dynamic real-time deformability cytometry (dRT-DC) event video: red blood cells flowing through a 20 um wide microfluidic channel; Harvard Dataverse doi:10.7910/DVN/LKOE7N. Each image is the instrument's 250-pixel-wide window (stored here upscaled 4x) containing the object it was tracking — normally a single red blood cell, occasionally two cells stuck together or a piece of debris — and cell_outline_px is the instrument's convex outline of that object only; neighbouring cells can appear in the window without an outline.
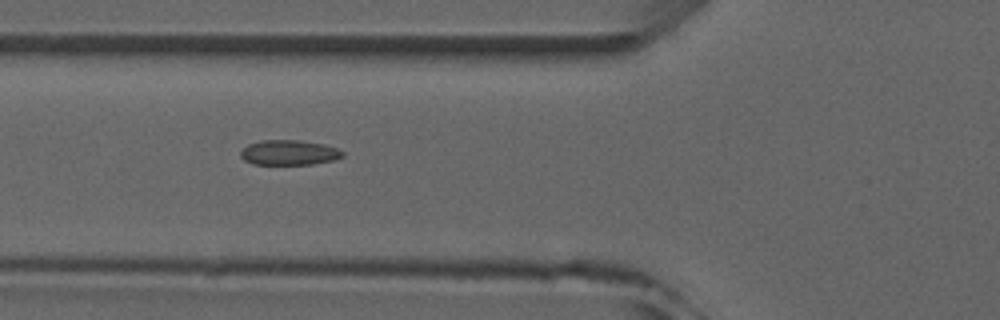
{"species": "common noctule bat (a hibernating species)", "species_latin": "Nyctalus noctula", "temperature_condition": "room temperature", "stored_images_in_passage": 6, "camera_frame_rate_fps": 3000, "um_per_image_px": 0.085, "animal": {"sex": "male", "forearm_length_mm": 52.5}, "frame": {"image": 1, "passage_image": 5, "time_ms": 5.667, "image_size_px": [1000, 320], "cell_outline_px": [[344, 156], [332, 160], [312, 164], [252, 164], [244, 160], [240, 156], [240, 152], [248, 144], [260, 140], [300, 140], [324, 144], [336, 148], [344, 152]], "centroid_in_image_um": [24.55, 12.96], "position_along_channel_um": 101.2, "area_um2": 14.85}}
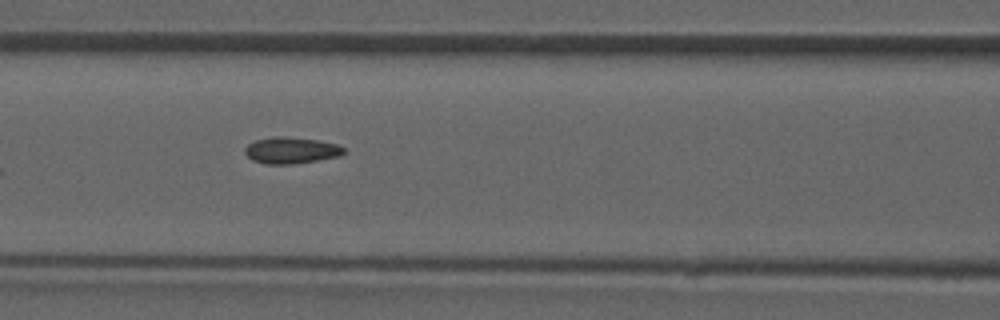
{"frame": {"image": 2, "passage_image": 6, "time_ms": 6.667, "image_size_px": [1000, 320], "cell_outline_px": [[348, 152], [340, 156], [292, 164], [268, 164], [252, 160], [244, 152], [244, 148], [248, 144], [256, 140], [276, 136], [284, 136], [316, 140], [336, 144], [344, 148]], "centroid_in_image_um": [24.75, 12.78], "position_along_channel_um": 141.8, "area_um2": 15.14}}